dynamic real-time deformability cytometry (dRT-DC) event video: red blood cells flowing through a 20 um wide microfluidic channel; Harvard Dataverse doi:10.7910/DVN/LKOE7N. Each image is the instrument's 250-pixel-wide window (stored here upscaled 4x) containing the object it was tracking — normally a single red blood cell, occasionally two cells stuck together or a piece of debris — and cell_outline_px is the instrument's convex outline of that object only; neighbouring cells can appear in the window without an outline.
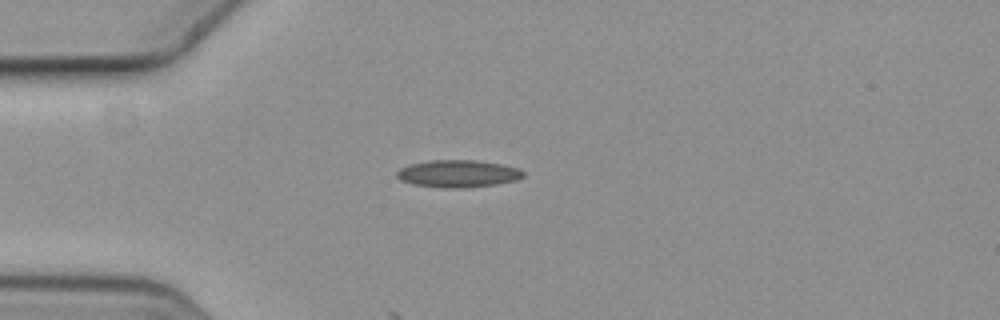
{"species": "common noctule bat (a hibernating species)", "species_latin": "Nyctalus noctula", "temperature_condition": "cold", "stored_images_in_passage": 3, "camera_frame_rate_fps": 3000, "um_per_image_px": 0.085, "animal": {"sex": "female", "body_mass_g": 19.3, "forearm_length_mm": 54.1}, "frame": {"image": 1, "passage_image": 3, "time_ms": 0.667, "image_size_px": [1000, 320], "cell_outline_px": [[524, 176], [516, 180], [496, 184], [460, 188], [452, 188], [412, 184], [400, 180], [396, 176], [396, 172], [400, 168], [408, 164], [428, 160], [480, 160], [504, 164], [520, 168], [524, 172]], "centroid_in_image_um": [38.94, 14.74], "position_along_channel_um": 46.1, "area_um2": 20.29}}